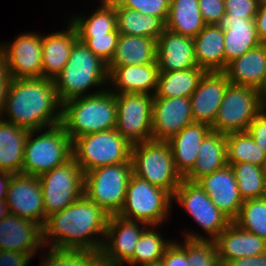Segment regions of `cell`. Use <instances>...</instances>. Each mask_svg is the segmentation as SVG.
<instances>
[{"instance_id": "cell-13", "label": "cell", "mask_w": 266, "mask_h": 266, "mask_svg": "<svg viewBox=\"0 0 266 266\" xmlns=\"http://www.w3.org/2000/svg\"><path fill=\"white\" fill-rule=\"evenodd\" d=\"M117 114L116 127L130 144L152 140V111L154 95L115 93Z\"/></svg>"}, {"instance_id": "cell-43", "label": "cell", "mask_w": 266, "mask_h": 266, "mask_svg": "<svg viewBox=\"0 0 266 266\" xmlns=\"http://www.w3.org/2000/svg\"><path fill=\"white\" fill-rule=\"evenodd\" d=\"M122 7L137 10L142 15L160 18L166 23L170 0H116Z\"/></svg>"}, {"instance_id": "cell-26", "label": "cell", "mask_w": 266, "mask_h": 266, "mask_svg": "<svg viewBox=\"0 0 266 266\" xmlns=\"http://www.w3.org/2000/svg\"><path fill=\"white\" fill-rule=\"evenodd\" d=\"M212 128L204 123L193 122L168 140L176 171L185 178L194 168L198 149Z\"/></svg>"}, {"instance_id": "cell-53", "label": "cell", "mask_w": 266, "mask_h": 266, "mask_svg": "<svg viewBox=\"0 0 266 266\" xmlns=\"http://www.w3.org/2000/svg\"><path fill=\"white\" fill-rule=\"evenodd\" d=\"M8 86L9 84H0V115L5 104Z\"/></svg>"}, {"instance_id": "cell-16", "label": "cell", "mask_w": 266, "mask_h": 266, "mask_svg": "<svg viewBox=\"0 0 266 266\" xmlns=\"http://www.w3.org/2000/svg\"><path fill=\"white\" fill-rule=\"evenodd\" d=\"M10 214L45 225L44 202L38 176L13 174L6 196Z\"/></svg>"}, {"instance_id": "cell-24", "label": "cell", "mask_w": 266, "mask_h": 266, "mask_svg": "<svg viewBox=\"0 0 266 266\" xmlns=\"http://www.w3.org/2000/svg\"><path fill=\"white\" fill-rule=\"evenodd\" d=\"M220 261L266 253V240L231 222L214 240Z\"/></svg>"}, {"instance_id": "cell-28", "label": "cell", "mask_w": 266, "mask_h": 266, "mask_svg": "<svg viewBox=\"0 0 266 266\" xmlns=\"http://www.w3.org/2000/svg\"><path fill=\"white\" fill-rule=\"evenodd\" d=\"M193 42L200 68L206 72L225 70L224 31L217 24L205 25Z\"/></svg>"}, {"instance_id": "cell-20", "label": "cell", "mask_w": 266, "mask_h": 266, "mask_svg": "<svg viewBox=\"0 0 266 266\" xmlns=\"http://www.w3.org/2000/svg\"><path fill=\"white\" fill-rule=\"evenodd\" d=\"M44 247L43 227L31 220L8 213L0 221V250L17 251L34 256Z\"/></svg>"}, {"instance_id": "cell-18", "label": "cell", "mask_w": 266, "mask_h": 266, "mask_svg": "<svg viewBox=\"0 0 266 266\" xmlns=\"http://www.w3.org/2000/svg\"><path fill=\"white\" fill-rule=\"evenodd\" d=\"M229 80L223 71L205 72L190 97L193 121L214 124Z\"/></svg>"}, {"instance_id": "cell-41", "label": "cell", "mask_w": 266, "mask_h": 266, "mask_svg": "<svg viewBox=\"0 0 266 266\" xmlns=\"http://www.w3.org/2000/svg\"><path fill=\"white\" fill-rule=\"evenodd\" d=\"M187 260L190 266H216L219 257L214 241L187 239Z\"/></svg>"}, {"instance_id": "cell-58", "label": "cell", "mask_w": 266, "mask_h": 266, "mask_svg": "<svg viewBox=\"0 0 266 266\" xmlns=\"http://www.w3.org/2000/svg\"><path fill=\"white\" fill-rule=\"evenodd\" d=\"M263 198L266 200V178H265V187H264Z\"/></svg>"}, {"instance_id": "cell-10", "label": "cell", "mask_w": 266, "mask_h": 266, "mask_svg": "<svg viewBox=\"0 0 266 266\" xmlns=\"http://www.w3.org/2000/svg\"><path fill=\"white\" fill-rule=\"evenodd\" d=\"M265 106L266 96L259 90L229 83L212 131L223 134L247 131Z\"/></svg>"}, {"instance_id": "cell-25", "label": "cell", "mask_w": 266, "mask_h": 266, "mask_svg": "<svg viewBox=\"0 0 266 266\" xmlns=\"http://www.w3.org/2000/svg\"><path fill=\"white\" fill-rule=\"evenodd\" d=\"M223 72L229 83L257 89L266 96V43L230 62Z\"/></svg>"}, {"instance_id": "cell-52", "label": "cell", "mask_w": 266, "mask_h": 266, "mask_svg": "<svg viewBox=\"0 0 266 266\" xmlns=\"http://www.w3.org/2000/svg\"><path fill=\"white\" fill-rule=\"evenodd\" d=\"M13 174L0 172V200H6L8 185Z\"/></svg>"}, {"instance_id": "cell-44", "label": "cell", "mask_w": 266, "mask_h": 266, "mask_svg": "<svg viewBox=\"0 0 266 266\" xmlns=\"http://www.w3.org/2000/svg\"><path fill=\"white\" fill-rule=\"evenodd\" d=\"M225 13L230 18L255 17L258 11L257 0H224Z\"/></svg>"}, {"instance_id": "cell-12", "label": "cell", "mask_w": 266, "mask_h": 266, "mask_svg": "<svg viewBox=\"0 0 266 266\" xmlns=\"http://www.w3.org/2000/svg\"><path fill=\"white\" fill-rule=\"evenodd\" d=\"M44 202L45 222L84 195V172L73 157L38 176Z\"/></svg>"}, {"instance_id": "cell-38", "label": "cell", "mask_w": 266, "mask_h": 266, "mask_svg": "<svg viewBox=\"0 0 266 266\" xmlns=\"http://www.w3.org/2000/svg\"><path fill=\"white\" fill-rule=\"evenodd\" d=\"M41 256V266H104L101 252L85 249L48 247ZM43 257V258H42Z\"/></svg>"}, {"instance_id": "cell-19", "label": "cell", "mask_w": 266, "mask_h": 266, "mask_svg": "<svg viewBox=\"0 0 266 266\" xmlns=\"http://www.w3.org/2000/svg\"><path fill=\"white\" fill-rule=\"evenodd\" d=\"M196 183L232 222L238 217L243 199L230 165L199 178Z\"/></svg>"}, {"instance_id": "cell-8", "label": "cell", "mask_w": 266, "mask_h": 266, "mask_svg": "<svg viewBox=\"0 0 266 266\" xmlns=\"http://www.w3.org/2000/svg\"><path fill=\"white\" fill-rule=\"evenodd\" d=\"M172 196L132 173L126 188L125 201L118 216L159 226L167 221L172 208Z\"/></svg>"}, {"instance_id": "cell-46", "label": "cell", "mask_w": 266, "mask_h": 266, "mask_svg": "<svg viewBox=\"0 0 266 266\" xmlns=\"http://www.w3.org/2000/svg\"><path fill=\"white\" fill-rule=\"evenodd\" d=\"M198 4L206 25L217 24L226 14L224 0H198Z\"/></svg>"}, {"instance_id": "cell-42", "label": "cell", "mask_w": 266, "mask_h": 266, "mask_svg": "<svg viewBox=\"0 0 266 266\" xmlns=\"http://www.w3.org/2000/svg\"><path fill=\"white\" fill-rule=\"evenodd\" d=\"M94 55L109 63L115 53L120 36L119 32H109L100 35H77Z\"/></svg>"}, {"instance_id": "cell-4", "label": "cell", "mask_w": 266, "mask_h": 266, "mask_svg": "<svg viewBox=\"0 0 266 266\" xmlns=\"http://www.w3.org/2000/svg\"><path fill=\"white\" fill-rule=\"evenodd\" d=\"M116 114V94L107 88L63 103L61 124L73 141L87 134L114 129Z\"/></svg>"}, {"instance_id": "cell-32", "label": "cell", "mask_w": 266, "mask_h": 266, "mask_svg": "<svg viewBox=\"0 0 266 266\" xmlns=\"http://www.w3.org/2000/svg\"><path fill=\"white\" fill-rule=\"evenodd\" d=\"M108 1L115 8L117 30L120 34L144 36L158 41L165 29V23L160 18L124 8L116 0Z\"/></svg>"}, {"instance_id": "cell-3", "label": "cell", "mask_w": 266, "mask_h": 266, "mask_svg": "<svg viewBox=\"0 0 266 266\" xmlns=\"http://www.w3.org/2000/svg\"><path fill=\"white\" fill-rule=\"evenodd\" d=\"M108 80L107 63L94 55L78 39L72 47L66 66L53 81L58 97L63 104L68 100L97 94L107 89ZM96 86L98 90L89 91V89L96 88Z\"/></svg>"}, {"instance_id": "cell-5", "label": "cell", "mask_w": 266, "mask_h": 266, "mask_svg": "<svg viewBox=\"0 0 266 266\" xmlns=\"http://www.w3.org/2000/svg\"><path fill=\"white\" fill-rule=\"evenodd\" d=\"M72 158V140L62 124L30 130L21 174L40 176Z\"/></svg>"}, {"instance_id": "cell-15", "label": "cell", "mask_w": 266, "mask_h": 266, "mask_svg": "<svg viewBox=\"0 0 266 266\" xmlns=\"http://www.w3.org/2000/svg\"><path fill=\"white\" fill-rule=\"evenodd\" d=\"M149 227L139 221L110 216L101 250L104 266H124L133 257L135 246L143 231ZM125 263V264H124Z\"/></svg>"}, {"instance_id": "cell-40", "label": "cell", "mask_w": 266, "mask_h": 266, "mask_svg": "<svg viewBox=\"0 0 266 266\" xmlns=\"http://www.w3.org/2000/svg\"><path fill=\"white\" fill-rule=\"evenodd\" d=\"M233 222L241 229L266 240V200L263 197L244 200Z\"/></svg>"}, {"instance_id": "cell-36", "label": "cell", "mask_w": 266, "mask_h": 266, "mask_svg": "<svg viewBox=\"0 0 266 266\" xmlns=\"http://www.w3.org/2000/svg\"><path fill=\"white\" fill-rule=\"evenodd\" d=\"M227 162L251 163L263 167L266 152L261 149L247 131L226 134Z\"/></svg>"}, {"instance_id": "cell-47", "label": "cell", "mask_w": 266, "mask_h": 266, "mask_svg": "<svg viewBox=\"0 0 266 266\" xmlns=\"http://www.w3.org/2000/svg\"><path fill=\"white\" fill-rule=\"evenodd\" d=\"M247 132L254 142L266 152V106L250 123Z\"/></svg>"}, {"instance_id": "cell-33", "label": "cell", "mask_w": 266, "mask_h": 266, "mask_svg": "<svg viewBox=\"0 0 266 266\" xmlns=\"http://www.w3.org/2000/svg\"><path fill=\"white\" fill-rule=\"evenodd\" d=\"M205 25L199 10L198 0H170L165 28L183 36L194 38Z\"/></svg>"}, {"instance_id": "cell-9", "label": "cell", "mask_w": 266, "mask_h": 266, "mask_svg": "<svg viewBox=\"0 0 266 266\" xmlns=\"http://www.w3.org/2000/svg\"><path fill=\"white\" fill-rule=\"evenodd\" d=\"M172 201L178 203L204 230V236L199 232L194 233L193 230L192 232L184 231L186 239L214 240L232 222L196 182L183 178L172 196Z\"/></svg>"}, {"instance_id": "cell-45", "label": "cell", "mask_w": 266, "mask_h": 266, "mask_svg": "<svg viewBox=\"0 0 266 266\" xmlns=\"http://www.w3.org/2000/svg\"><path fill=\"white\" fill-rule=\"evenodd\" d=\"M162 261L164 266H190L187 260V239L184 242L174 240L165 251Z\"/></svg>"}, {"instance_id": "cell-23", "label": "cell", "mask_w": 266, "mask_h": 266, "mask_svg": "<svg viewBox=\"0 0 266 266\" xmlns=\"http://www.w3.org/2000/svg\"><path fill=\"white\" fill-rule=\"evenodd\" d=\"M158 74L159 71L157 62L146 65L113 67L109 71L108 88L113 93L155 95L157 90Z\"/></svg>"}, {"instance_id": "cell-50", "label": "cell", "mask_w": 266, "mask_h": 266, "mask_svg": "<svg viewBox=\"0 0 266 266\" xmlns=\"http://www.w3.org/2000/svg\"><path fill=\"white\" fill-rule=\"evenodd\" d=\"M228 263L230 266H266V253L253 257L237 258Z\"/></svg>"}, {"instance_id": "cell-27", "label": "cell", "mask_w": 266, "mask_h": 266, "mask_svg": "<svg viewBox=\"0 0 266 266\" xmlns=\"http://www.w3.org/2000/svg\"><path fill=\"white\" fill-rule=\"evenodd\" d=\"M78 40L75 27L42 35V77L54 80L68 62L72 47Z\"/></svg>"}, {"instance_id": "cell-39", "label": "cell", "mask_w": 266, "mask_h": 266, "mask_svg": "<svg viewBox=\"0 0 266 266\" xmlns=\"http://www.w3.org/2000/svg\"><path fill=\"white\" fill-rule=\"evenodd\" d=\"M228 165L233 168L243 201L263 197L266 176L261 166L246 162L228 163Z\"/></svg>"}, {"instance_id": "cell-37", "label": "cell", "mask_w": 266, "mask_h": 266, "mask_svg": "<svg viewBox=\"0 0 266 266\" xmlns=\"http://www.w3.org/2000/svg\"><path fill=\"white\" fill-rule=\"evenodd\" d=\"M157 229L158 226H149L143 231L135 246L133 257L126 263L128 266H140L162 260L174 239L164 240L163 233L160 234Z\"/></svg>"}, {"instance_id": "cell-34", "label": "cell", "mask_w": 266, "mask_h": 266, "mask_svg": "<svg viewBox=\"0 0 266 266\" xmlns=\"http://www.w3.org/2000/svg\"><path fill=\"white\" fill-rule=\"evenodd\" d=\"M205 72L202 68L159 72L155 95L159 98H190Z\"/></svg>"}, {"instance_id": "cell-54", "label": "cell", "mask_w": 266, "mask_h": 266, "mask_svg": "<svg viewBox=\"0 0 266 266\" xmlns=\"http://www.w3.org/2000/svg\"><path fill=\"white\" fill-rule=\"evenodd\" d=\"M6 200H0V221L4 219L8 214Z\"/></svg>"}, {"instance_id": "cell-22", "label": "cell", "mask_w": 266, "mask_h": 266, "mask_svg": "<svg viewBox=\"0 0 266 266\" xmlns=\"http://www.w3.org/2000/svg\"><path fill=\"white\" fill-rule=\"evenodd\" d=\"M254 18H230L225 14L217 23L224 31L225 69L230 62L262 44Z\"/></svg>"}, {"instance_id": "cell-1", "label": "cell", "mask_w": 266, "mask_h": 266, "mask_svg": "<svg viewBox=\"0 0 266 266\" xmlns=\"http://www.w3.org/2000/svg\"><path fill=\"white\" fill-rule=\"evenodd\" d=\"M109 218L110 215L83 195L47 217L43 227L44 246L101 252Z\"/></svg>"}, {"instance_id": "cell-56", "label": "cell", "mask_w": 266, "mask_h": 266, "mask_svg": "<svg viewBox=\"0 0 266 266\" xmlns=\"http://www.w3.org/2000/svg\"><path fill=\"white\" fill-rule=\"evenodd\" d=\"M216 266H230V264L219 260Z\"/></svg>"}, {"instance_id": "cell-51", "label": "cell", "mask_w": 266, "mask_h": 266, "mask_svg": "<svg viewBox=\"0 0 266 266\" xmlns=\"http://www.w3.org/2000/svg\"><path fill=\"white\" fill-rule=\"evenodd\" d=\"M10 76L3 51L0 49V84H9Z\"/></svg>"}, {"instance_id": "cell-57", "label": "cell", "mask_w": 266, "mask_h": 266, "mask_svg": "<svg viewBox=\"0 0 266 266\" xmlns=\"http://www.w3.org/2000/svg\"><path fill=\"white\" fill-rule=\"evenodd\" d=\"M258 5H265L266 4V0H257Z\"/></svg>"}, {"instance_id": "cell-35", "label": "cell", "mask_w": 266, "mask_h": 266, "mask_svg": "<svg viewBox=\"0 0 266 266\" xmlns=\"http://www.w3.org/2000/svg\"><path fill=\"white\" fill-rule=\"evenodd\" d=\"M76 29L77 35H100L109 32H118L116 23V11L108 0H101L96 10L86 16L69 18Z\"/></svg>"}, {"instance_id": "cell-14", "label": "cell", "mask_w": 266, "mask_h": 266, "mask_svg": "<svg viewBox=\"0 0 266 266\" xmlns=\"http://www.w3.org/2000/svg\"><path fill=\"white\" fill-rule=\"evenodd\" d=\"M21 34V35H20ZM1 43L11 79L42 77V33H20Z\"/></svg>"}, {"instance_id": "cell-17", "label": "cell", "mask_w": 266, "mask_h": 266, "mask_svg": "<svg viewBox=\"0 0 266 266\" xmlns=\"http://www.w3.org/2000/svg\"><path fill=\"white\" fill-rule=\"evenodd\" d=\"M193 122L190 98H159L154 95L152 140L168 141Z\"/></svg>"}, {"instance_id": "cell-11", "label": "cell", "mask_w": 266, "mask_h": 266, "mask_svg": "<svg viewBox=\"0 0 266 266\" xmlns=\"http://www.w3.org/2000/svg\"><path fill=\"white\" fill-rule=\"evenodd\" d=\"M132 173V163L108 165L86 172L84 195L108 215H118L124 204Z\"/></svg>"}, {"instance_id": "cell-30", "label": "cell", "mask_w": 266, "mask_h": 266, "mask_svg": "<svg viewBox=\"0 0 266 266\" xmlns=\"http://www.w3.org/2000/svg\"><path fill=\"white\" fill-rule=\"evenodd\" d=\"M29 132L0 118V172L21 174Z\"/></svg>"}, {"instance_id": "cell-6", "label": "cell", "mask_w": 266, "mask_h": 266, "mask_svg": "<svg viewBox=\"0 0 266 266\" xmlns=\"http://www.w3.org/2000/svg\"><path fill=\"white\" fill-rule=\"evenodd\" d=\"M131 162L133 174L171 196L183 179L175 169L168 141L148 140L132 145Z\"/></svg>"}, {"instance_id": "cell-21", "label": "cell", "mask_w": 266, "mask_h": 266, "mask_svg": "<svg viewBox=\"0 0 266 266\" xmlns=\"http://www.w3.org/2000/svg\"><path fill=\"white\" fill-rule=\"evenodd\" d=\"M159 72L200 68L195 59L193 38L183 36L165 28L157 41Z\"/></svg>"}, {"instance_id": "cell-7", "label": "cell", "mask_w": 266, "mask_h": 266, "mask_svg": "<svg viewBox=\"0 0 266 266\" xmlns=\"http://www.w3.org/2000/svg\"><path fill=\"white\" fill-rule=\"evenodd\" d=\"M132 144L117 130L87 134L72 141V157L84 174L108 165L131 162Z\"/></svg>"}, {"instance_id": "cell-49", "label": "cell", "mask_w": 266, "mask_h": 266, "mask_svg": "<svg viewBox=\"0 0 266 266\" xmlns=\"http://www.w3.org/2000/svg\"><path fill=\"white\" fill-rule=\"evenodd\" d=\"M254 20L259 39L266 43V4L258 6Z\"/></svg>"}, {"instance_id": "cell-2", "label": "cell", "mask_w": 266, "mask_h": 266, "mask_svg": "<svg viewBox=\"0 0 266 266\" xmlns=\"http://www.w3.org/2000/svg\"><path fill=\"white\" fill-rule=\"evenodd\" d=\"M61 117L62 103L52 79H10L0 115L2 120L28 130H37L60 124Z\"/></svg>"}, {"instance_id": "cell-59", "label": "cell", "mask_w": 266, "mask_h": 266, "mask_svg": "<svg viewBox=\"0 0 266 266\" xmlns=\"http://www.w3.org/2000/svg\"><path fill=\"white\" fill-rule=\"evenodd\" d=\"M263 170H264V173H265V176H266V159H265V162H264V165H263Z\"/></svg>"}, {"instance_id": "cell-48", "label": "cell", "mask_w": 266, "mask_h": 266, "mask_svg": "<svg viewBox=\"0 0 266 266\" xmlns=\"http://www.w3.org/2000/svg\"><path fill=\"white\" fill-rule=\"evenodd\" d=\"M31 260L32 256L27 253L0 250V266H27Z\"/></svg>"}, {"instance_id": "cell-31", "label": "cell", "mask_w": 266, "mask_h": 266, "mask_svg": "<svg viewBox=\"0 0 266 266\" xmlns=\"http://www.w3.org/2000/svg\"><path fill=\"white\" fill-rule=\"evenodd\" d=\"M228 165L226 134L211 131L202 141L194 168L184 178L196 182Z\"/></svg>"}, {"instance_id": "cell-55", "label": "cell", "mask_w": 266, "mask_h": 266, "mask_svg": "<svg viewBox=\"0 0 266 266\" xmlns=\"http://www.w3.org/2000/svg\"><path fill=\"white\" fill-rule=\"evenodd\" d=\"M140 266H164V263L162 260L156 261V262H151V263H146Z\"/></svg>"}, {"instance_id": "cell-29", "label": "cell", "mask_w": 266, "mask_h": 266, "mask_svg": "<svg viewBox=\"0 0 266 266\" xmlns=\"http://www.w3.org/2000/svg\"><path fill=\"white\" fill-rule=\"evenodd\" d=\"M157 41L144 37L120 34L115 53L107 64L113 67L156 63Z\"/></svg>"}]
</instances>
